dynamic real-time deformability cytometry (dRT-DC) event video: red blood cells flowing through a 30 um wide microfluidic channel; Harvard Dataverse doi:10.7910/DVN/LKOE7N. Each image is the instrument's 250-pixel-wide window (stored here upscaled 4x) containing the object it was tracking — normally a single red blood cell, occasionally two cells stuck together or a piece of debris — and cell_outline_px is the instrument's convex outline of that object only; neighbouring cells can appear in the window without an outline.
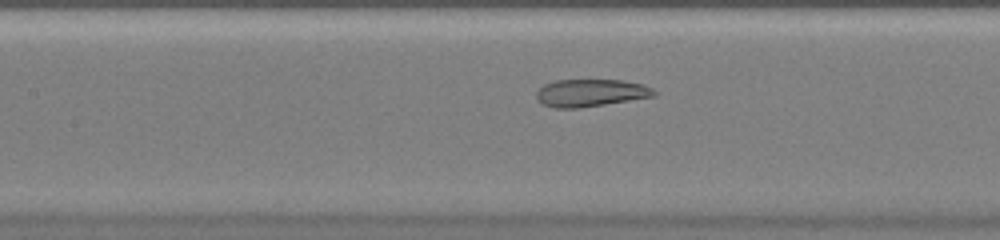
{"species": "common noctule bat (a hibernating species)", "species_latin": "Nyctalus noctula", "temperature_condition": "warm", "stored_images_in_passage": 32, "camera_frame_rate_fps": 3000, "um_per_image_px": 0.085, "animal": {"sex": "female", "body_mass_g": 20.0, "forearm_length_mm": 54.0}, "frame": {"image": 1, "passage_image": 7, "time_ms": 2.0, "image_size_px": [1000, 240], "cell_outline_px": [[656, 96], [580, 108], [556, 108], [540, 104], [536, 100], [536, 92], [544, 84], [556, 80], [624, 80], [644, 84], [652, 88], [656, 92]], "centroid_in_image_um": [50.19, 7.9], "position_along_channel_um": 157.2, "area_um2": 19.02}}
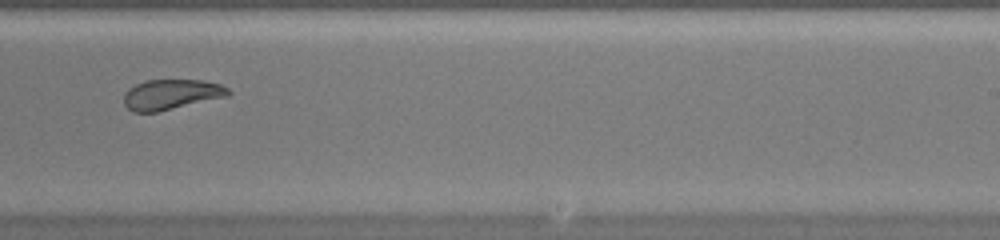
{"frame": {"image": 2, "passage_image": 15, "time_ms": 4.667, "image_size_px": [1000, 240], "cell_outline_px": [[232, 92], [228, 96], [156, 112], [132, 112], [124, 104], [124, 92], [128, 88], [144, 80], [204, 80], [220, 84], [228, 88]], "centroid_in_image_um": [14.54, 8.02], "position_along_channel_um": 274.5, "area_um2": 18.44}}
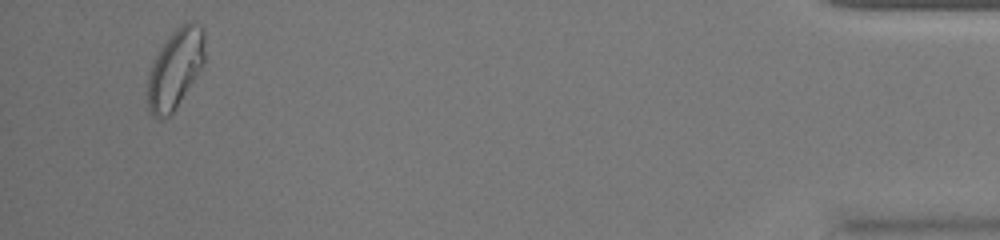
{"frame": {"image": 3, "passage_image": 30, "time_ms": 9.667, "image_size_px": [1000, 240], "cell_outline_px": [[204, 64], [172, 112], [168, 116], [160, 120], [148, 108], [148, 76], [152, 64], [160, 48], [168, 36], [180, 24], [188, 20], [204, 28]], "centroid_in_image_um": [14.91, 5.79], "position_along_channel_um": 420.3, "area_um2": 26.01}}